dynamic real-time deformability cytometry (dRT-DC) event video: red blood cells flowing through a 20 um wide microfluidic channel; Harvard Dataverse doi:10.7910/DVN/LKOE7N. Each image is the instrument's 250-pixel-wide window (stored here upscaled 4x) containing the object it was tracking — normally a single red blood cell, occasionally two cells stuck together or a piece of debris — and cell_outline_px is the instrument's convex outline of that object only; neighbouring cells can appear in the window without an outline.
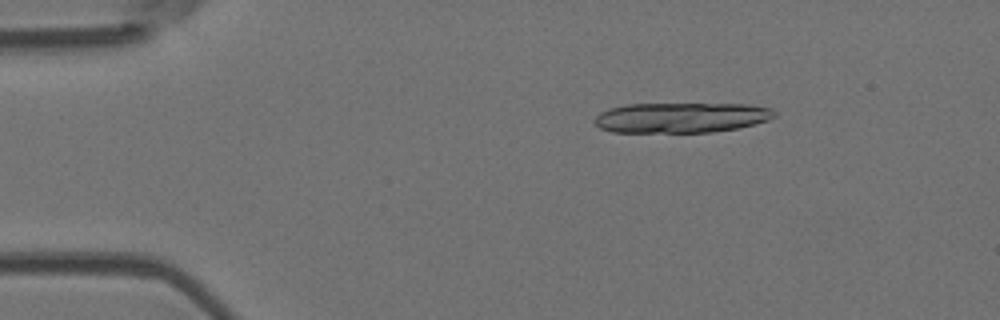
{"species": "Egyptian fruit bat (a non-hibernating species)", "species_latin": "Rousettus aegyptiacus", "temperature_condition": "room temperature", "stored_images_in_passage": 4, "camera_frame_rate_fps": 3000, "um_per_image_px": 0.085, "animal": {"sex": "female"}, "frame": {"image": 1, "passage_image": 4, "time_ms": 3.667, "image_size_px": [1000, 320], "cell_outline_px": [[776, 116], [768, 120], [736, 128], [712, 132], [612, 132], [600, 128], [592, 120], [600, 112], [612, 108], [628, 104], [748, 104], [772, 108], [776, 112]], "centroid_in_image_um": [57.9, 9.99], "position_along_channel_um": 27.1, "area_um2": 31.62}}